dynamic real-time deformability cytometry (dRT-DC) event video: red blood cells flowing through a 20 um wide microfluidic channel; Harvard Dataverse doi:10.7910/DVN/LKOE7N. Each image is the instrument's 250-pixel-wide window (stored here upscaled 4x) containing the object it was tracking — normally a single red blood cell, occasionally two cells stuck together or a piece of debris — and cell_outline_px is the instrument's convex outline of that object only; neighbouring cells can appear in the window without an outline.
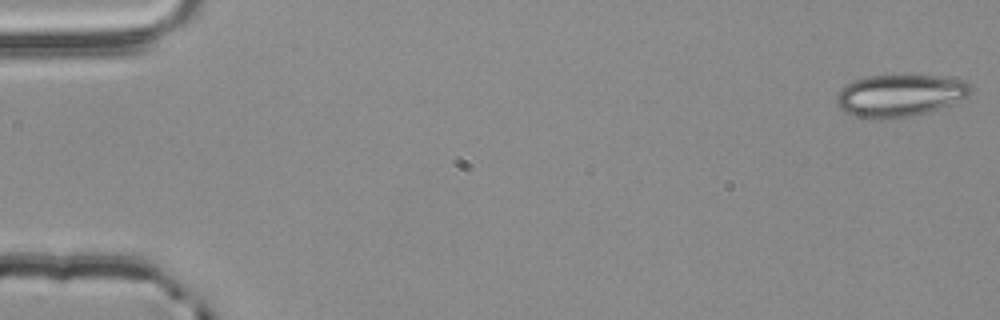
{"species": "common noctule bat (a hibernating species)", "species_latin": "Nyctalus noctula", "temperature_condition": "room temperature", "stored_images_in_passage": 5, "camera_frame_rate_fps": 3000, "um_per_image_px": 0.085, "animal": {"sex": "male", "body_mass_g": 20.4}, "frame": {"image": 1, "passage_image": 1, "time_ms": 0.0, "image_size_px": [1000, 320], "cell_outline_px": [[972, 92], [948, 104], [928, 112], [908, 116], [880, 120], [872, 120], [856, 116], [844, 112], [836, 104], [836, 96], [840, 88], [844, 84], [852, 80], [868, 76], [936, 76], [960, 80], [968, 84], [972, 88]], "centroid_in_image_um": [76.36, 8.13], "position_along_channel_um": 8.6, "area_um2": 32.66}}